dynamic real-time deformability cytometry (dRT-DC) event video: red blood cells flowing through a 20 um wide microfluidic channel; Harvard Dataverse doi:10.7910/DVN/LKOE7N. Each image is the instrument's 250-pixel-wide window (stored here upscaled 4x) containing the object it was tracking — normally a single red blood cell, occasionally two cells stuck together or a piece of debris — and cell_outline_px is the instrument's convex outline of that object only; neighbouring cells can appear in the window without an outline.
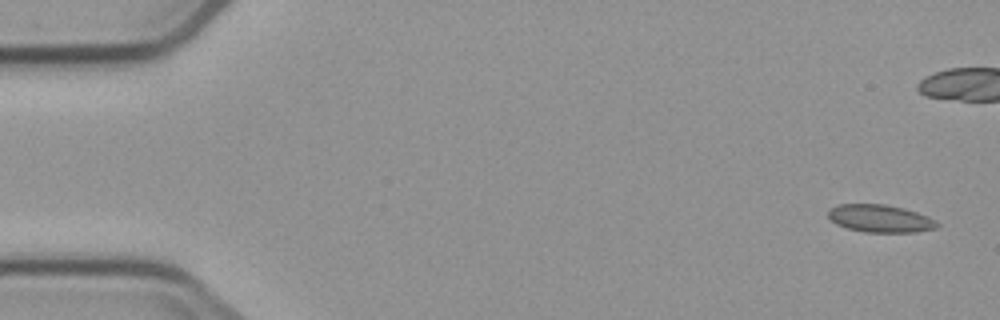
{"species": "common noctule bat (a hibernating species)", "species_latin": "Nyctalus noctula", "temperature_condition": "cold", "stored_images_in_passage": 6, "camera_frame_rate_fps": 3000, "um_per_image_px": 0.085, "animal": {"sex": "male", "body_mass_g": 23.1, "forearm_length_mm": 52.7}, "frame": {"image": 1, "passage_image": 1, "time_ms": 0.0, "image_size_px": [1000, 320], "cell_outline_px": [[940, 224], [936, 228], [916, 232], [864, 232], [848, 228], [836, 224], [828, 216], [828, 212], [836, 204], [884, 204], [904, 208], [928, 216], [936, 220]], "centroid_in_image_um": [74.84, 18.57], "position_along_channel_um": 10.2, "area_um2": 17.51}}